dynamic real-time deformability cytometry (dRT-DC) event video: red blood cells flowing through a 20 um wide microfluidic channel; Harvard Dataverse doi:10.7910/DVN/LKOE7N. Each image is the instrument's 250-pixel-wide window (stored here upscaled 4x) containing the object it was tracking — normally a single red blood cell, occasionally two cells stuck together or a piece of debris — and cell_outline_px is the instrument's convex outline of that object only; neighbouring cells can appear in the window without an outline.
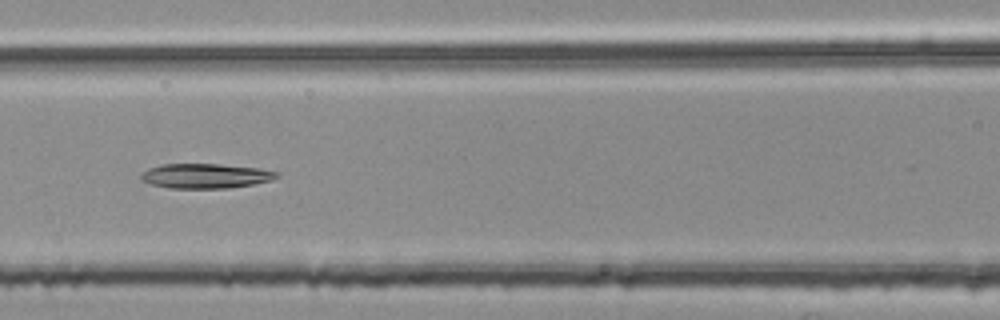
{"species": "common noctule bat (a hibernating species)", "species_latin": "Nyctalus noctula", "temperature_condition": "room temperature", "stored_images_in_passage": 7, "camera_frame_rate_fps": 3000, "um_per_image_px": 0.085, "animal": {"sex": "female", "body_mass_g": 25.1}, "frame": {"image": 1, "passage_image": 5, "time_ms": 1.333, "image_size_px": [1000, 320], "cell_outline_px": [[280, 176], [272, 180], [252, 184], [228, 188], [168, 188], [152, 184], [140, 180], [140, 172], [148, 168], [164, 164], [220, 164], [260, 168], [280, 172]], "centroid_in_image_um": [17.47, 14.95], "position_along_channel_um": 149.1, "area_um2": 19.71}}
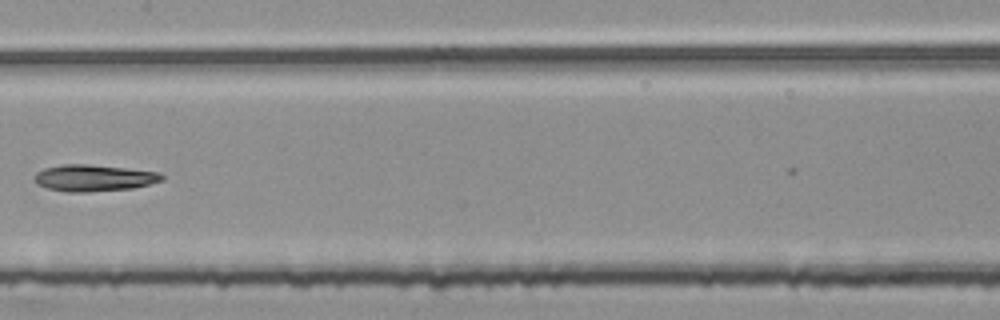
{"frame": {"image": 2, "passage_image": 6, "time_ms": 1.667, "image_size_px": [1000, 320], "cell_outline_px": [[164, 180], [132, 188], [88, 192], [68, 192], [48, 188], [36, 184], [32, 180], [32, 176], [36, 172], [44, 168], [60, 164], [88, 164], [160, 172], [164, 176]], "centroid_in_image_um": [7.92, 15.12], "position_along_channel_um": 199.5, "area_um2": 19.88}}